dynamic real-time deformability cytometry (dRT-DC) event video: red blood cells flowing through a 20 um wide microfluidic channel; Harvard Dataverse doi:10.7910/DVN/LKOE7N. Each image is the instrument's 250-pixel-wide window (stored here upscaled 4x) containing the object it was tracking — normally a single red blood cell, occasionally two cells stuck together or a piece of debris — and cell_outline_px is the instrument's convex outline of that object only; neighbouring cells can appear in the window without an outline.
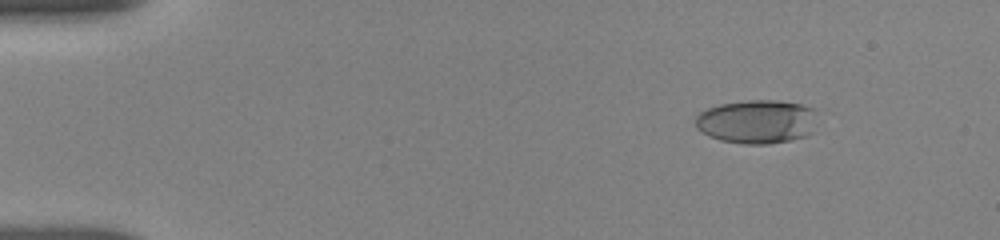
{"species": "human", "species_latin": "Homo sapiens", "temperature_condition": "room temperature", "stored_images_in_passage": 9, "camera_frame_rate_fps": 3000, "um_per_image_px": 0.085, "donor": {"sex": "female"}, "frame": {"image": 1, "passage_image": 3, "time_ms": 2.0, "image_size_px": [1000, 240], "cell_outline_px": [[816, 108], [812, 132], [808, 136], [768, 144], [744, 144], [720, 140], [708, 136], [700, 132], [696, 128], [696, 116], [700, 112], [708, 108], [720, 104], [748, 100], [776, 100], [800, 104]], "centroid_in_image_um": [64.32, 10.34], "position_along_channel_um": 20.7, "area_um2": 31.21}}
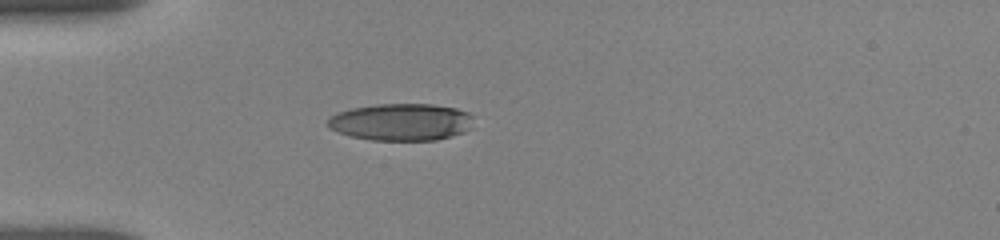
{"frame": {"image": 2, "passage_image": 6, "time_ms": 5.0, "image_size_px": [1000, 240], "cell_outline_px": [[472, 128], [464, 132], [452, 136], [436, 140], [372, 140], [352, 136], [328, 128], [328, 116], [336, 112], [352, 108], [376, 104], [432, 104], [456, 108], [468, 112], [472, 116]], "centroid_in_image_um": [34.11, 10.36], "position_along_channel_um": 50.9, "area_um2": 31.67}}
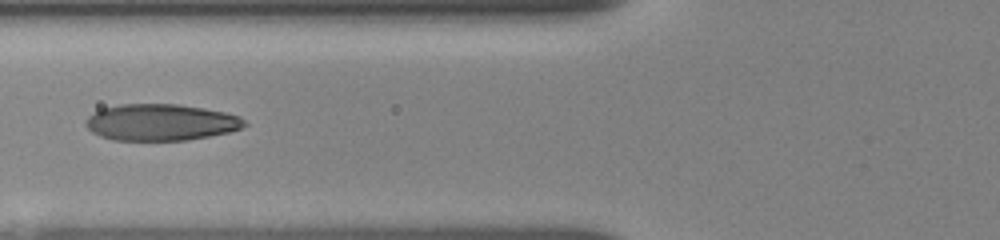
{"frame": {"image": 3, "passage_image": 8, "time_ms": 7.0, "image_size_px": [1000, 240], "cell_outline_px": [[248, 124], [240, 128], [228, 132], [208, 136], [184, 140], [112, 140], [100, 136], [92, 132], [84, 124], [84, 120], [92, 112], [100, 108], [120, 104], [176, 104], [224, 112], [240, 116]], "centroid_in_image_um": [13.6, 10.39], "position_along_channel_um": 112.2, "area_um2": 33.76}}